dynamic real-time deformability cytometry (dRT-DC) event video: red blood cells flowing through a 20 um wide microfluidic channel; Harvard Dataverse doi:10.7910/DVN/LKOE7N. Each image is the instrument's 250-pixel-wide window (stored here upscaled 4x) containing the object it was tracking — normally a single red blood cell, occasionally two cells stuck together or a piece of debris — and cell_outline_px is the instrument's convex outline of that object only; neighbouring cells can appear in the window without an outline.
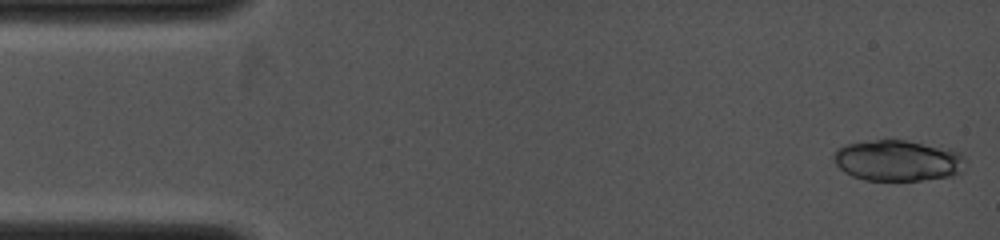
{"species": "common noctule bat (a hibernating species)", "species_latin": "Nyctalus noctula", "temperature_condition": "cold", "stored_images_in_passage": 22, "camera_frame_rate_fps": 4000, "um_per_image_px": 0.085, "animal": {"sex": "female", "body_mass_g": 19.0, "forearm_length_mm": 53.3}, "frame": {"image": 1, "passage_image": 1, "time_ms": 0.0, "image_size_px": [1000, 240], "cell_outline_px": [[968, 160], [964, 172], [952, 176], [920, 180], [864, 180], [852, 176], [844, 172], [836, 164], [832, 156], [836, 148], [848, 144], [876, 140], [904, 140], [952, 148], [960, 152]], "centroid_in_image_um": [76.39, 13.65], "position_along_channel_um": 8.6, "area_um2": 31.96}}
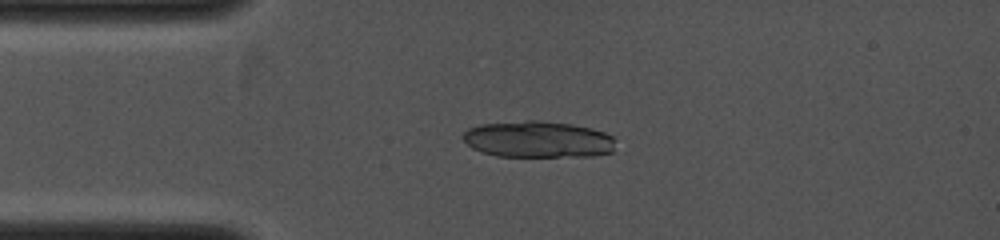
{"frame": {"image": 2, "passage_image": 19, "time_ms": 2.5, "image_size_px": [1000, 240], "cell_outline_px": [[612, 152], [592, 156], [496, 156], [480, 152], [472, 148], [460, 136], [468, 128], [480, 124], [528, 120], [536, 120], [572, 124], [592, 128], [604, 132], [612, 136]], "centroid_in_image_um": [45.67, 11.84], "position_along_channel_um": 39.3, "area_um2": 32.48}}